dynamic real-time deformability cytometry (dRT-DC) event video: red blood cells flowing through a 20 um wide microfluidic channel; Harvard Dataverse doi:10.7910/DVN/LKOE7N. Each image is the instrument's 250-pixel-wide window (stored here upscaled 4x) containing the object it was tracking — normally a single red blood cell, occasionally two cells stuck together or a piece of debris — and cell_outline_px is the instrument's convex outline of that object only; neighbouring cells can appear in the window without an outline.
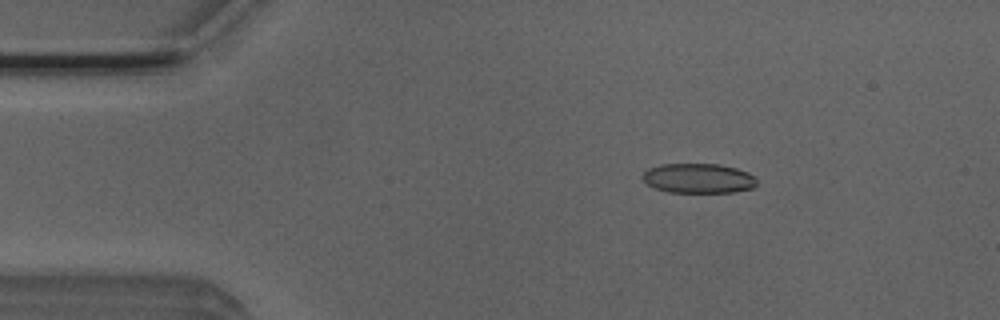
{"species": "Egyptian fruit bat (a non-hibernating species)", "species_latin": "Rousettus aegyptiacus", "temperature_condition": "room temperature", "stored_images_in_passage": 53, "camera_frame_rate_fps": 3000, "um_per_image_px": 0.085, "animal": {"sex": "male"}, "frame": {"image": 1, "passage_image": 8, "time_ms": 2.333, "image_size_px": [1000, 320], "cell_outline_px": [[756, 184], [752, 188], [732, 192], [668, 192], [656, 188], [648, 184], [640, 176], [648, 168], [660, 164], [720, 164], [736, 168], [748, 172], [756, 180]], "centroid_in_image_um": [59.34, 15.15], "position_along_channel_um": 25.7, "area_um2": 19.71}}
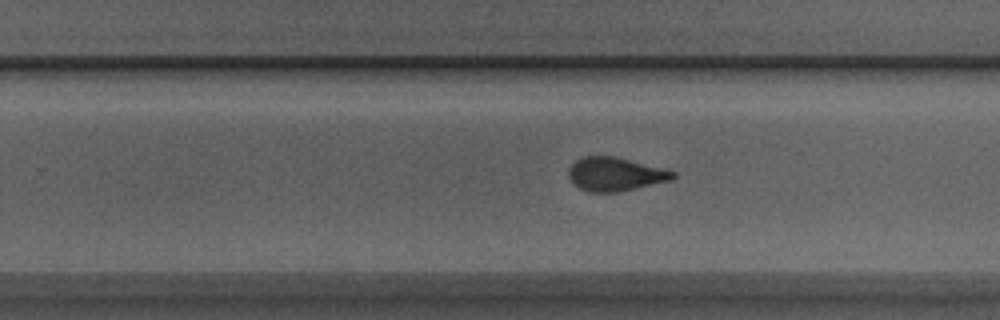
{"frame": {"image": 2, "passage_image": 32, "time_ms": 10.333, "image_size_px": [1000, 320], "cell_outline_px": [[676, 176], [672, 180], [636, 188], [616, 192], [588, 192], [580, 188], [568, 176], [568, 168], [576, 160], [584, 156], [616, 156], [664, 168], [676, 172]], "centroid_in_image_um": [52.32, 14.79], "position_along_channel_um": 277.5, "area_um2": 20.46}}
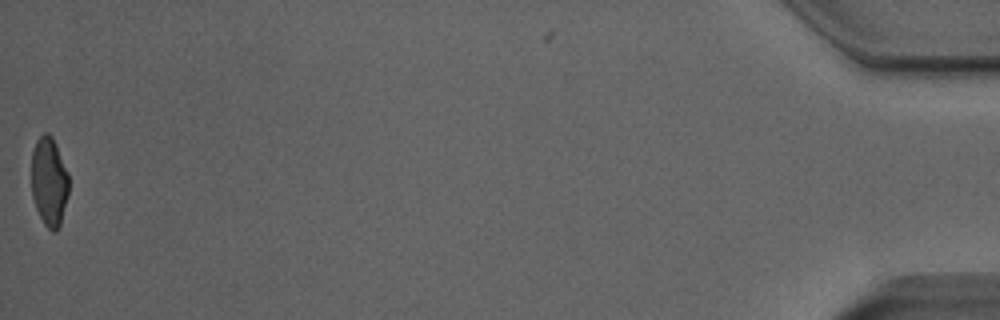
{"frame": {"image": 3, "passage_image": 52, "time_ms": 17.0, "image_size_px": [1000, 320], "cell_outline_px": [[68, 196], [60, 224], [56, 232], [52, 232], [44, 224], [36, 208], [32, 196], [32, 152], [36, 140], [44, 132], [48, 132], [52, 136], [56, 144], [68, 172]], "centroid_in_image_um": [4.18, 15.42], "position_along_channel_um": 431.0, "area_um2": 19.42}, "authors_computed_cell_mechanics": {"area_um2": 20.6924, "velocity_mm_per_s": 3.898, "shape_relaxation_time_tau1_ms": 5.3771, "shape_relaxation_time_tau2_ms": 1.0489, "deformation_change_tau1": 0.1531, "deformation_change_tau2": 0.0764}}